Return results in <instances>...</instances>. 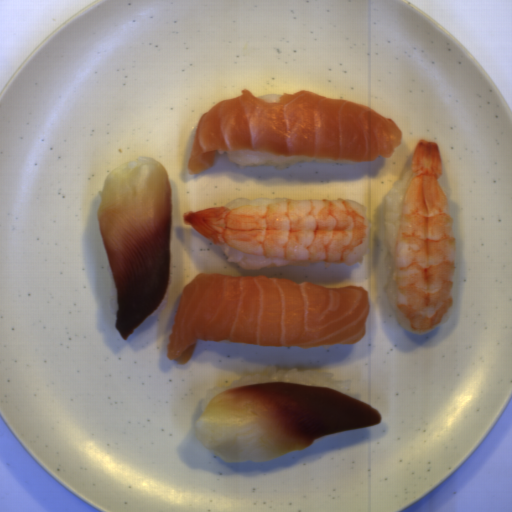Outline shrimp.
<instances>
[{
	"mask_svg": "<svg viewBox=\"0 0 512 512\" xmlns=\"http://www.w3.org/2000/svg\"><path fill=\"white\" fill-rule=\"evenodd\" d=\"M438 143L419 140L395 241L392 287L397 320L424 335L451 317L456 278L454 222L439 180Z\"/></svg>",
	"mask_w": 512,
	"mask_h": 512,
	"instance_id": "1",
	"label": "shrimp"
},
{
	"mask_svg": "<svg viewBox=\"0 0 512 512\" xmlns=\"http://www.w3.org/2000/svg\"><path fill=\"white\" fill-rule=\"evenodd\" d=\"M213 244L246 254L354 266L369 246L364 204L352 199H285L230 210L215 206L183 215Z\"/></svg>",
	"mask_w": 512,
	"mask_h": 512,
	"instance_id": "2",
	"label": "shrimp"
}]
</instances>
